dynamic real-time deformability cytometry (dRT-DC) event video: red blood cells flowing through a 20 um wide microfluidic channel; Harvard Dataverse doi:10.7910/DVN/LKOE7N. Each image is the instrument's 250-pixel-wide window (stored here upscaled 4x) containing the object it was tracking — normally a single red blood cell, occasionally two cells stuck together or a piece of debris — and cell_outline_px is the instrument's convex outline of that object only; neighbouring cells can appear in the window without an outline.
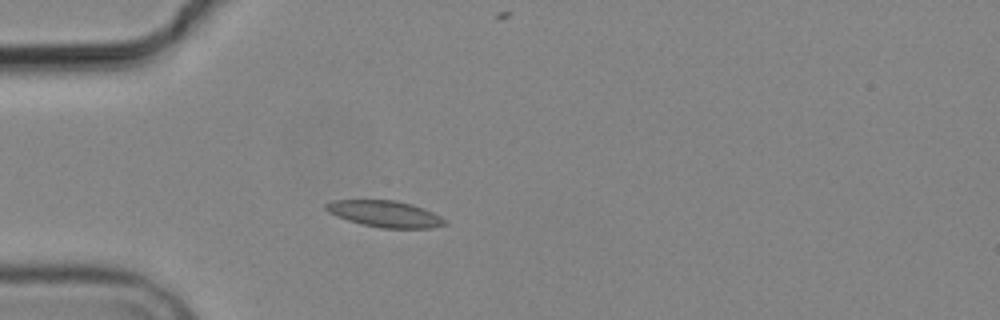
{"species": "common noctule bat (a hibernating species)", "species_latin": "Nyctalus noctula", "temperature_condition": "cold", "stored_images_in_passage": 5, "camera_frame_rate_fps": 3000, "um_per_image_px": 0.085, "animal": {"sex": "male", "body_mass_g": 19.2, "forearm_length_mm": 51.8}, "frame": {"image": 1, "passage_image": 3, "time_ms": 2.667, "image_size_px": [1000, 320], "cell_outline_px": [[444, 224], [428, 228], [380, 228], [348, 220], [328, 212], [324, 208], [324, 204], [332, 200], [396, 200], [412, 204], [424, 208], [440, 216], [444, 220]], "centroid_in_image_um": [32.68, 18.16], "position_along_channel_um": 52.3, "area_um2": 18.09}}